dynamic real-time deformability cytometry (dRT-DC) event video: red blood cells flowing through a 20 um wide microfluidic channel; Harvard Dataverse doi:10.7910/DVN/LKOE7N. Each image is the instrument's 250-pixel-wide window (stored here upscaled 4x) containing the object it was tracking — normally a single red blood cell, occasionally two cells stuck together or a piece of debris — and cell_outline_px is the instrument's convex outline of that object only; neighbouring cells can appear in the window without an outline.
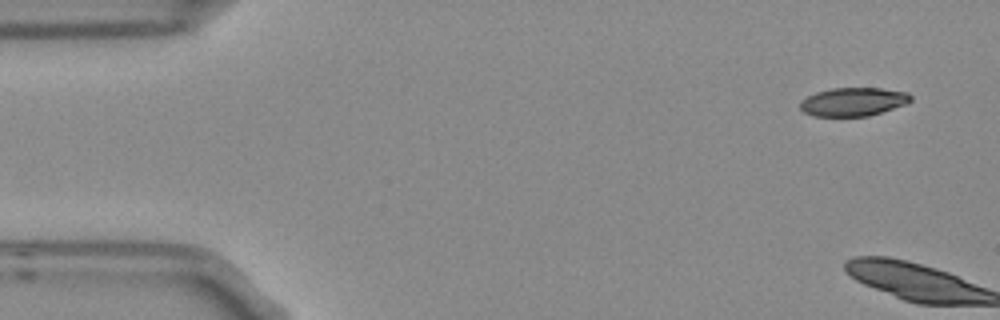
{"species": "Egyptian fruit bat (a non-hibernating species)", "species_latin": "Rousettus aegyptiacus", "temperature_condition": "room temperature", "stored_images_in_passage": 6, "camera_frame_rate_fps": 3000, "um_per_image_px": 0.085, "frame": {"image": 1, "passage_image": 1, "time_ms": 0.0, "image_size_px": [1000, 320], "cell_outline_px": [[912, 100], [908, 104], [868, 116], [812, 116], [804, 112], [800, 108], [800, 100], [816, 92], [832, 88], [880, 88], [908, 92], [912, 96]], "centroid_in_image_um": [72.54, 8.65], "position_along_channel_um": 12.5, "area_um2": 18.5}}